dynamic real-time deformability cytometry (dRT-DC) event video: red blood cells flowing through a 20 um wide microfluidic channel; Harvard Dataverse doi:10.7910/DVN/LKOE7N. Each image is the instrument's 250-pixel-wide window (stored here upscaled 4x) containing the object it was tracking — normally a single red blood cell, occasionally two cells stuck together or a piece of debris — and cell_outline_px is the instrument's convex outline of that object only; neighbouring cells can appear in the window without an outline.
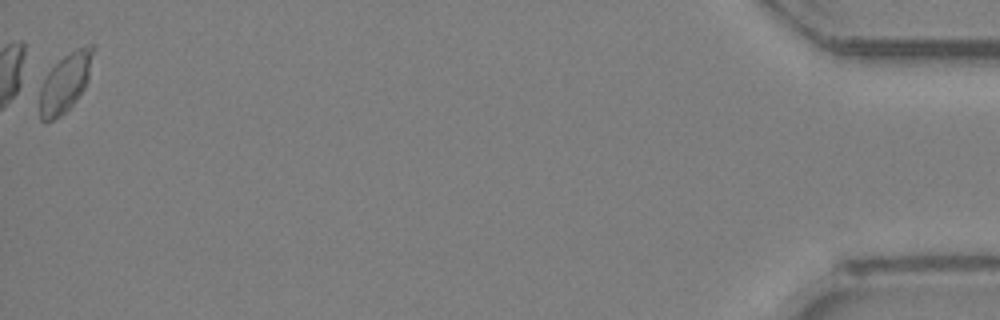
{"species": "Egyptian fruit bat (a non-hibernating species)", "species_latin": "Rousettus aegyptiacus", "temperature_condition": "room temperature", "stored_images_in_passage": 28, "camera_frame_rate_fps": 3000, "um_per_image_px": 0.085, "animal": {"sex": "female"}, "frame": {"image": 1, "passage_image": 28, "time_ms": 9.0, "image_size_px": [1000, 320], "cell_outline_px": [[96, 48], [88, 80], [84, 88], [76, 100], [60, 116], [52, 120], [40, 120], [40, 88], [44, 76], [64, 56], [76, 48], [84, 44], [92, 44]], "centroid_in_image_um": [5.58, 6.96], "position_along_channel_um": 429.6, "area_um2": 18.32}}